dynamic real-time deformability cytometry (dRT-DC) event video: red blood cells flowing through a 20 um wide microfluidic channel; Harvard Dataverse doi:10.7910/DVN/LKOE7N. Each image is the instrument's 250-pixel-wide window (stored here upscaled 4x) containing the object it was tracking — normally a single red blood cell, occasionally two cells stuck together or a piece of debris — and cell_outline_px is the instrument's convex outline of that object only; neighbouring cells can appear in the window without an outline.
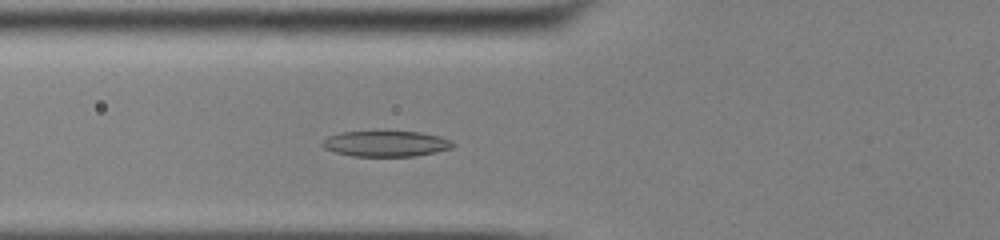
{"species": "common noctule bat (a hibernating species)", "species_latin": "Nyctalus noctula", "temperature_condition": "cold", "stored_images_in_passage": 46, "camera_frame_rate_fps": 3000, "um_per_image_px": 0.085, "animal": {"sex": "male", "body_mass_g": 13.0, "forearm_length_mm": 53.1}, "frame": {"image": 1, "passage_image": 14, "time_ms": 4.333, "image_size_px": [1000, 240], "cell_outline_px": [[456, 144], [452, 148], [436, 152], [416, 156], [352, 156], [336, 152], [324, 148], [320, 144], [328, 136], [340, 132], [420, 132], [440, 136]], "centroid_in_image_um": [32.8, 12.22], "position_along_channel_um": 93.0, "area_um2": 19.42}}
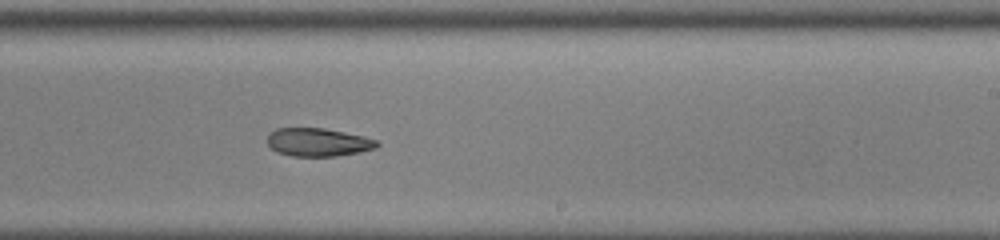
{"frame": {"image": 2, "passage_image": 27, "time_ms": 8.667, "image_size_px": [1000, 240], "cell_outline_px": [[380, 144], [376, 148], [360, 152], [336, 156], [292, 156], [276, 152], [268, 144], [268, 132], [276, 128], [324, 128], [364, 136], [376, 140]], "centroid_in_image_um": [27.03, 12.09], "position_along_channel_um": 262.0, "area_um2": 18.09}}
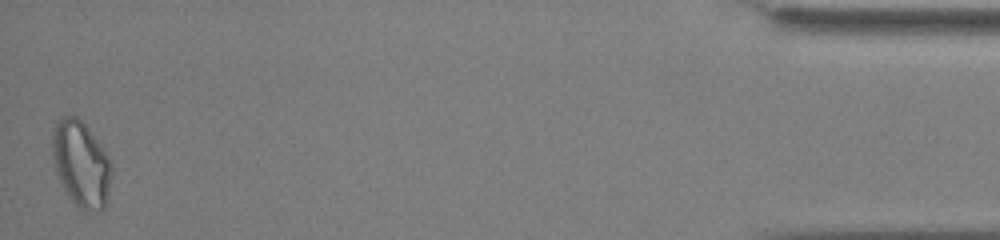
{"frame": {"image": 3, "passage_image": 46, "time_ms": 15.0, "image_size_px": [1000, 240], "cell_outline_px": [[112, 176], [108, 200], [104, 208], [100, 212], [84, 212], [76, 208], [72, 204], [64, 192], [56, 172], [52, 156], [52, 128], [56, 120], [60, 116], [76, 116], [88, 128], [104, 148], [112, 160]], "centroid_in_image_um": [6.9, 13.99], "position_along_channel_um": 428.3, "area_um2": 30.87}}